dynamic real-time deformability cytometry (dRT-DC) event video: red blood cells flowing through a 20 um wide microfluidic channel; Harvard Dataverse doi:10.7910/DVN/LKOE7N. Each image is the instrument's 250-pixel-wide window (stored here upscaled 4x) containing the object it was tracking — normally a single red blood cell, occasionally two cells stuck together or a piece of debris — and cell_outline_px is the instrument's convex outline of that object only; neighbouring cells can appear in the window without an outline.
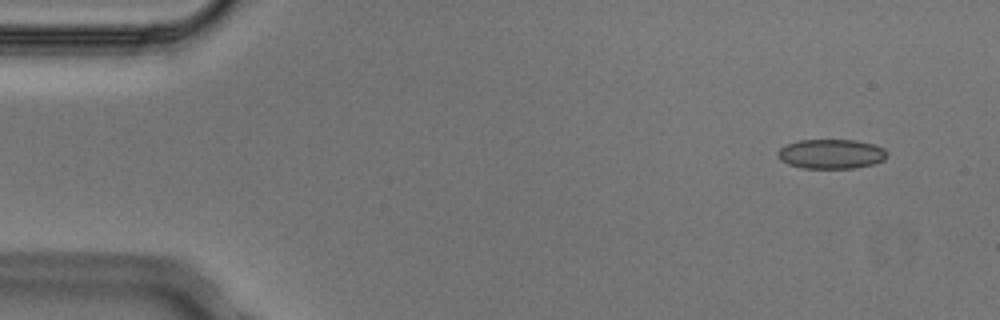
{"species": "Egyptian fruit bat (a non-hibernating species)", "species_latin": "Rousettus aegyptiacus", "temperature_condition": "cold", "stored_images_in_passage": 5, "camera_frame_rate_fps": 3000, "um_per_image_px": 0.085, "animal": {"sex": "male"}, "frame": {"image": 1, "passage_image": 2, "time_ms": 0.333, "image_size_px": [1000, 320], "cell_outline_px": [[888, 156], [884, 160], [872, 164], [852, 168], [800, 168], [788, 164], [780, 160], [776, 152], [780, 148], [788, 144], [800, 140], [856, 140], [876, 144], [884, 148], [888, 152]], "centroid_in_image_um": [70.67, 13.08], "position_along_channel_um": 14.3, "area_um2": 18.96}}
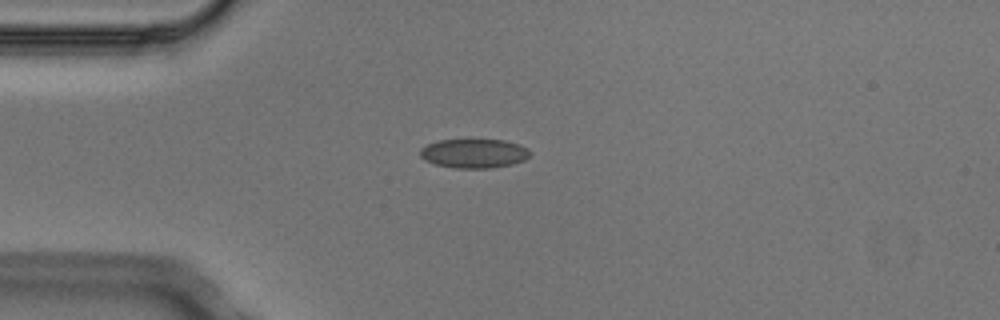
{"frame": {"image": 2, "passage_image": 4, "time_ms": 1.0, "image_size_px": [1000, 320], "cell_outline_px": [[532, 152], [524, 160], [512, 164], [492, 168], [452, 168], [436, 164], [424, 160], [420, 156], [420, 148], [428, 144], [440, 140], [504, 140], [520, 144], [528, 148]], "centroid_in_image_um": [40.3, 13.04], "position_along_channel_um": 44.7, "area_um2": 18.73}}
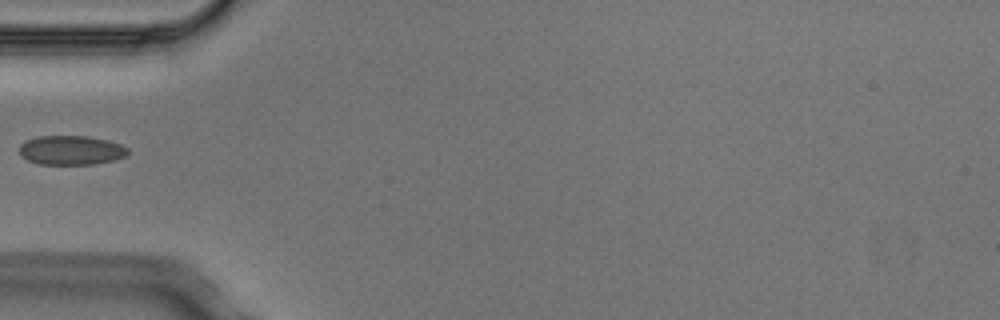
{"frame": {"image": 3, "passage_image": 5, "time_ms": 1.333, "image_size_px": [1000, 320], "cell_outline_px": [[128, 152], [124, 156], [112, 160], [92, 164], [40, 164], [28, 160], [20, 156], [20, 144], [24, 140], [36, 136], [88, 136], [108, 140], [120, 144], [128, 148]], "centroid_in_image_um": [6.0, 12.75], "position_along_channel_um": 79.0, "area_um2": 18.5}}